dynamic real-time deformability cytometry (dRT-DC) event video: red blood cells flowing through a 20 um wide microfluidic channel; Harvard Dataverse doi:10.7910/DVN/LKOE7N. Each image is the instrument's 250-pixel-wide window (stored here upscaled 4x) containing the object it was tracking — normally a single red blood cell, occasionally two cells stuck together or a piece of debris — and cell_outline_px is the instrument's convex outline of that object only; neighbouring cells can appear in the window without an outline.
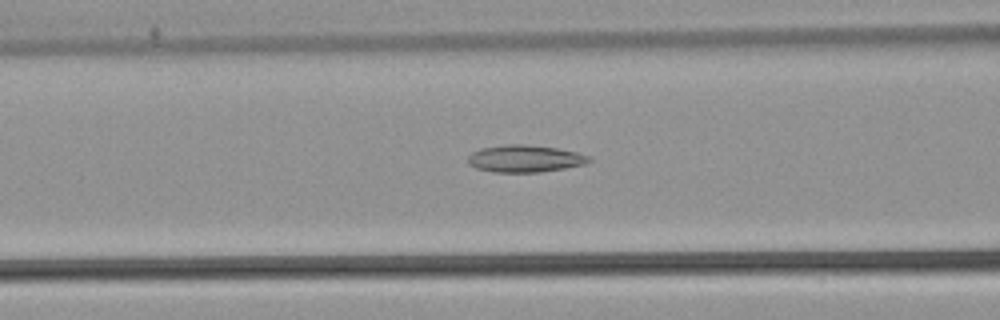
{"species": "common noctule bat (a hibernating species)", "species_latin": "Nyctalus noctula", "temperature_condition": "warm", "stored_images_in_passage": 32, "camera_frame_rate_fps": 3000, "um_per_image_px": 0.085, "animal": {"sex": "male", "body_mass_g": 21.5, "forearm_length_mm": 52.0}, "frame": {"image": 1, "passage_image": 22, "time_ms": 7.0, "image_size_px": [1000, 320], "cell_outline_px": [[592, 160], [584, 164], [564, 168], [540, 172], [492, 172], [476, 168], [468, 164], [468, 156], [472, 152], [480, 148], [504, 144], [524, 144], [556, 148], [576, 152], [588, 156]], "centroid_in_image_um": [44.57, 13.48], "position_along_channel_um": 122.0, "area_um2": 19.13}}
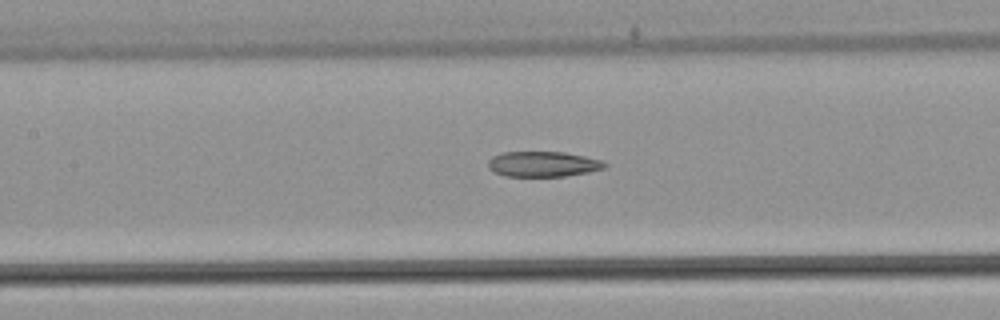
{"frame": {"image": 2, "passage_image": 25, "time_ms": 8.0, "image_size_px": [1000, 320], "cell_outline_px": [[608, 164], [604, 168], [588, 172], [564, 176], [504, 176], [488, 168], [488, 160], [492, 156], [500, 152], [564, 152], [584, 156], [600, 160]], "centroid_in_image_um": [46.12, 13.94], "position_along_channel_um": 161.3, "area_um2": 17.17}}
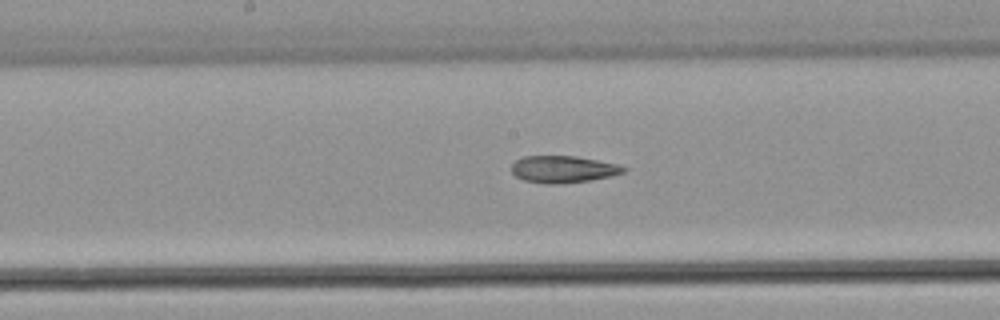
{"frame": {"image": 3, "passage_image": 28, "time_ms": 9.0, "image_size_px": [1000, 320], "cell_outline_px": [[628, 168], [624, 172], [612, 176], [588, 180], [556, 184], [544, 184], [524, 180], [516, 176], [512, 172], [512, 164], [516, 160], [524, 156], [576, 156], [616, 164]], "centroid_in_image_um": [47.85, 14.38], "position_along_channel_um": 200.3, "area_um2": 17.46}}